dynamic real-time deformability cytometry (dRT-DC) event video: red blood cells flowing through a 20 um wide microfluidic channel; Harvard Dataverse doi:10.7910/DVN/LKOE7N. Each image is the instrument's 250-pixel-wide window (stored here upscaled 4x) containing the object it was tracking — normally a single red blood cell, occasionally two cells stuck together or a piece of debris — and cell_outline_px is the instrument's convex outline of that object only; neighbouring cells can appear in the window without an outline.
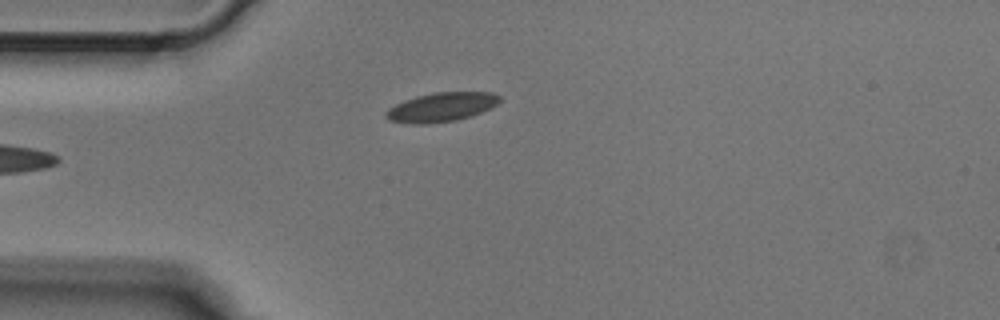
{"species": "Egyptian fruit bat (a non-hibernating species)", "species_latin": "Rousettus aegyptiacus", "temperature_condition": "cold", "stored_images_in_passage": 4, "camera_frame_rate_fps": 3000, "um_per_image_px": 0.085, "animal": {"sex": "male"}, "frame": {"image": 1, "passage_image": 4, "time_ms": 1.0, "image_size_px": [1000, 320], "cell_outline_px": [[500, 100], [496, 104], [472, 116], [456, 120], [428, 124], [412, 124], [388, 120], [384, 116], [384, 112], [388, 108], [404, 100], [416, 96], [432, 92], [492, 92], [500, 96]], "centroid_in_image_um": [37.46, 9.1], "position_along_channel_um": 47.5, "area_um2": 19.36}}